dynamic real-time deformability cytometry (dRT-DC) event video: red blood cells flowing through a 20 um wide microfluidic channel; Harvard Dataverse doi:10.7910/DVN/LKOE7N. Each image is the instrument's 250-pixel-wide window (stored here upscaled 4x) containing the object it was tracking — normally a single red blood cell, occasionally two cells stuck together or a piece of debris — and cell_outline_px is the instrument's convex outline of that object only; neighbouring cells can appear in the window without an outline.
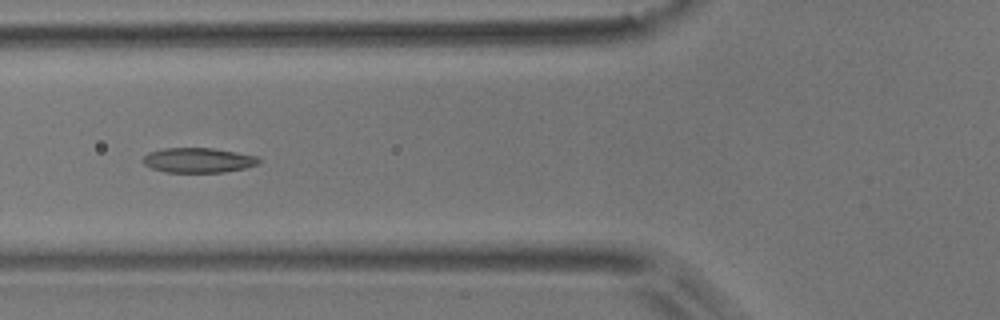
{"species": "common noctule bat (a hibernating species)", "species_latin": "Nyctalus noctula", "temperature_condition": "room temperature", "stored_images_in_passage": 7, "camera_frame_rate_fps": 3000, "um_per_image_px": 0.085, "animal": {"sex": "male", "body_mass_g": 17.9}, "frame": {"image": 1, "passage_image": 6, "time_ms": 1.667, "image_size_px": [1000, 320], "cell_outline_px": [[260, 160], [256, 164], [244, 168], [224, 172], [164, 172], [152, 168], [144, 164], [144, 156], [148, 152], [164, 148], [212, 148], [260, 156]], "centroid_in_image_um": [16.85, 13.61], "position_along_channel_um": 108.9, "area_um2": 16.7}}
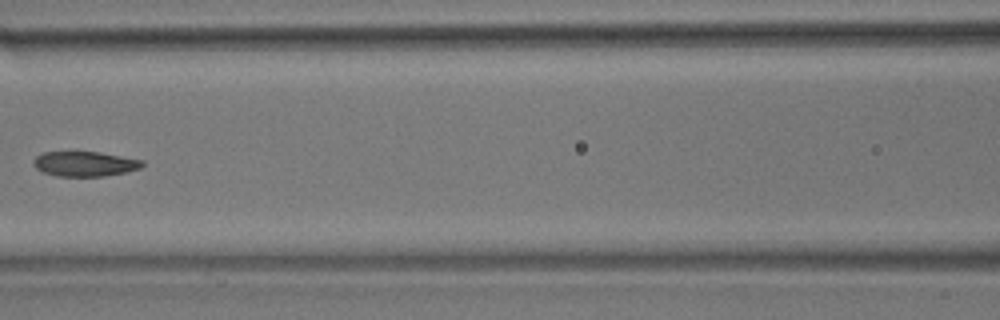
{"frame": {"image": 2, "passage_image": 7, "time_ms": 2.0, "image_size_px": [1000, 320], "cell_outline_px": [[144, 164], [140, 168], [124, 172], [104, 176], [56, 176], [40, 172], [32, 164], [32, 160], [36, 156], [44, 152], [100, 152], [144, 160]], "centroid_in_image_um": [7.17, 13.93], "position_along_channel_um": 159.4, "area_um2": 15.9}}